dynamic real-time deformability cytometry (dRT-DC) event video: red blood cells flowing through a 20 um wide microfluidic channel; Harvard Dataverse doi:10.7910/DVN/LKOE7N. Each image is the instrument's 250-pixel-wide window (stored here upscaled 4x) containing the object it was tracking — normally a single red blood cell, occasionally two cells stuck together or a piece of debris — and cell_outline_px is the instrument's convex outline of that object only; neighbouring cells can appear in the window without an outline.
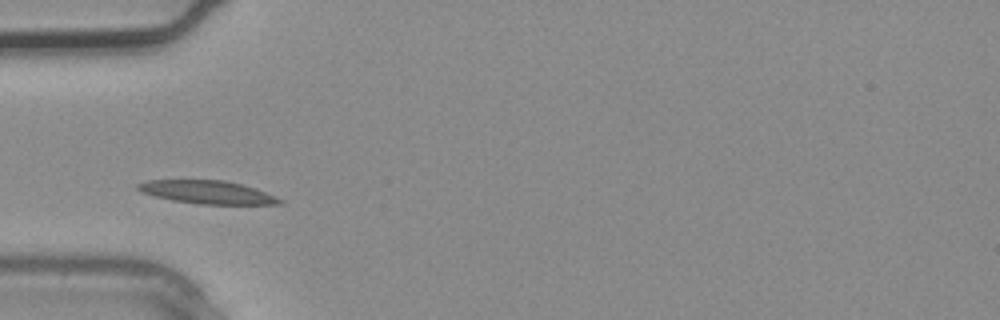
{"species": "common noctule bat (a hibernating species)", "species_latin": "Nyctalus noctula", "temperature_condition": "warm", "stored_images_in_passage": 1, "camera_frame_rate_fps": 3000, "um_per_image_px": 0.085, "animal": {"sex": "male", "body_mass_g": 20.4}, "frame": {"image": 1, "passage_image": 1, "time_ms": 0.0, "image_size_px": [1000, 320], "cell_outline_px": [[284, 204], [200, 204], [172, 200], [156, 196], [144, 192], [136, 188], [136, 184], [148, 180], [224, 180], [256, 188], [276, 196], [284, 200]], "centroid_in_image_um": [17.67, 16.33], "position_along_channel_um": 67.3, "area_um2": 19.02}}